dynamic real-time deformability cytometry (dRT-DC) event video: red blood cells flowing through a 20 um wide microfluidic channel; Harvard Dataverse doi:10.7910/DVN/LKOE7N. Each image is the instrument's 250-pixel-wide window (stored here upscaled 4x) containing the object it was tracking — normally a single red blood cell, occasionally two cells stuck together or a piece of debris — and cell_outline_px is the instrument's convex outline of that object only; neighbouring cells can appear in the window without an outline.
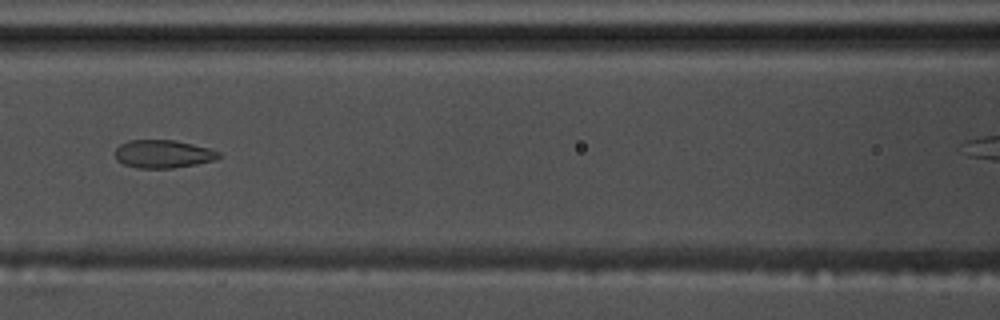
{"species": "common noctule bat (a hibernating species)", "species_latin": "Nyctalus noctula", "temperature_condition": "warm", "stored_images_in_passage": 48, "camera_frame_rate_fps": 3000, "um_per_image_px": 0.085, "animal": {"sex": "male", "body_mass_g": 17.5, "forearm_length_mm": 52.3}, "frame": {"image": 1, "passage_image": 25, "time_ms": 8.0, "image_size_px": [1000, 320], "cell_outline_px": [[224, 156], [216, 160], [196, 164], [172, 168], [136, 168], [124, 164], [116, 160], [116, 148], [120, 144], [128, 140], [172, 140], [192, 144], [208, 148], [220, 152]], "centroid_in_image_um": [13.88, 13.09], "position_along_channel_um": 152.7, "area_um2": 16.99}}
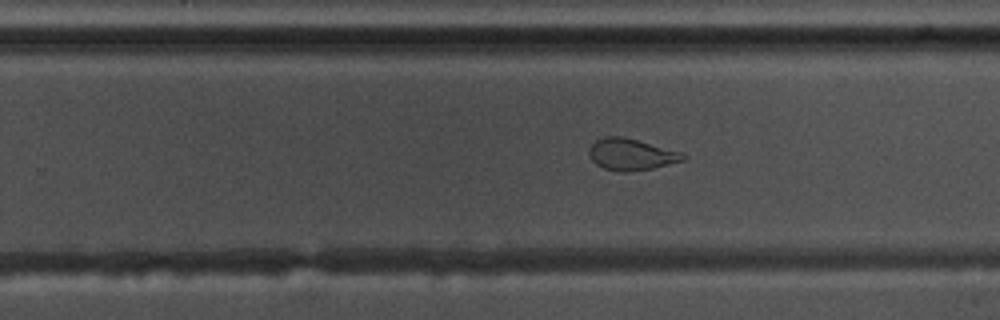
{"frame": {"image": 2, "passage_image": 35, "time_ms": 11.333, "image_size_px": [1000, 320], "cell_outline_px": [[688, 156], [684, 160], [652, 168], [624, 172], [620, 172], [604, 168], [596, 164], [592, 160], [588, 152], [588, 148], [596, 140], [604, 136], [620, 136], [636, 140], [680, 152]], "centroid_in_image_um": [53.61, 13.13], "position_along_channel_um": 276.2, "area_um2": 16.99}}
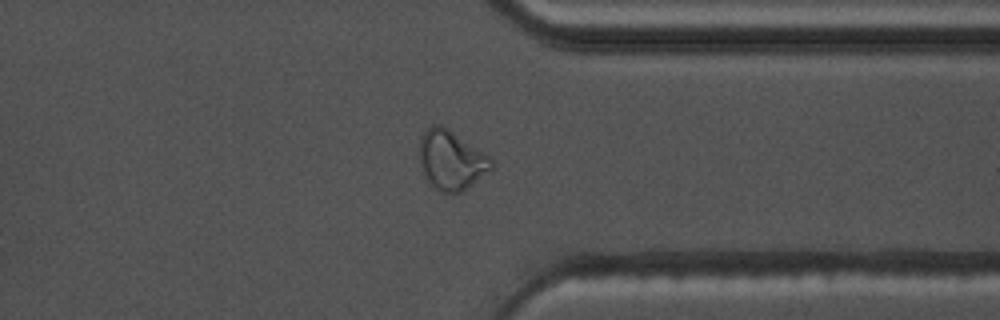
{"frame": {"image": 3, "passage_image": 43, "time_ms": 14.0, "image_size_px": [1000, 320], "cell_outline_px": [[492, 168], [460, 192], [444, 192], [436, 188], [428, 180], [420, 164], [420, 136], [432, 124], [440, 124], [448, 128], [488, 156], [492, 160]], "centroid_in_image_um": [38.32, 13.57], "position_along_channel_um": 373.1, "area_um2": 24.04}, "authors_computed_cell_mechanics": {"area_um2": 20.0566, "velocity_mm_per_s": 3.7175, "shape_relaxation_time_tau1_ms": null, "shape_relaxation_time_tau2_ms": 1.2253, "deformation_change_tau1": null, "deformation_change_tau2": 0.0821}}